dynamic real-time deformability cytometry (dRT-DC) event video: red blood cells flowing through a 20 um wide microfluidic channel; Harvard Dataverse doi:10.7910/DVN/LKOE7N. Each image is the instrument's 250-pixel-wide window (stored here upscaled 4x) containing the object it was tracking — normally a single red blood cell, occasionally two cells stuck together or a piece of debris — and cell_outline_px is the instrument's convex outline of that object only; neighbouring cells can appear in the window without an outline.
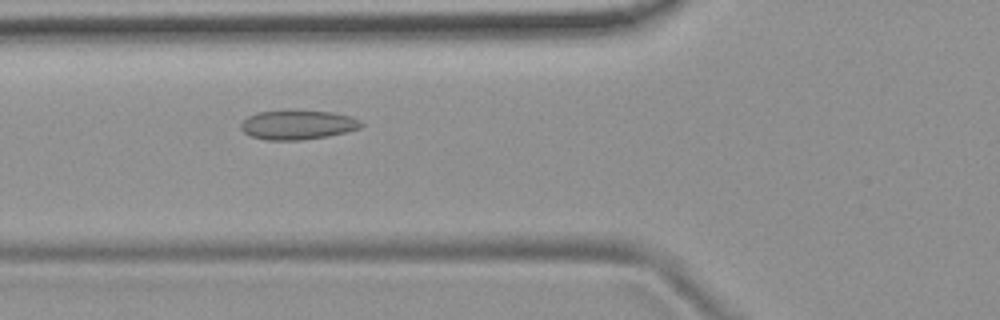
{"species": "common noctule bat (a hibernating species)", "species_latin": "Nyctalus noctula", "temperature_condition": "room temperature", "stored_images_in_passage": 53, "camera_frame_rate_fps": 3000, "um_per_image_px": 0.085, "animal": {"sex": "female", "body_mass_g": 19.9}, "frame": {"image": 1, "passage_image": 19, "time_ms": 6.0, "image_size_px": [1000, 320], "cell_outline_px": [[364, 124], [360, 128], [328, 136], [300, 140], [268, 140], [252, 136], [244, 132], [240, 128], [240, 124], [248, 116], [256, 112], [332, 112], [352, 116], [360, 120]], "centroid_in_image_um": [25.32, 10.63], "position_along_channel_um": 100.5, "area_um2": 20.06}}
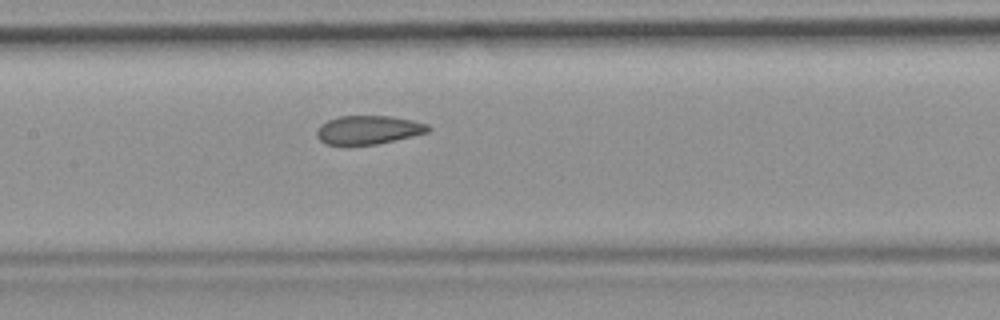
{"frame": {"image": 2, "passage_image": 25, "time_ms": 8.0, "image_size_px": [1000, 320], "cell_outline_px": [[432, 128], [428, 132], [412, 136], [376, 144], [344, 148], [324, 144], [316, 136], [316, 132], [320, 124], [328, 120], [340, 116], [392, 116], [412, 120], [428, 124]], "centroid_in_image_um": [31.24, 11.08], "position_along_channel_um": 176.2, "area_um2": 19.25}}
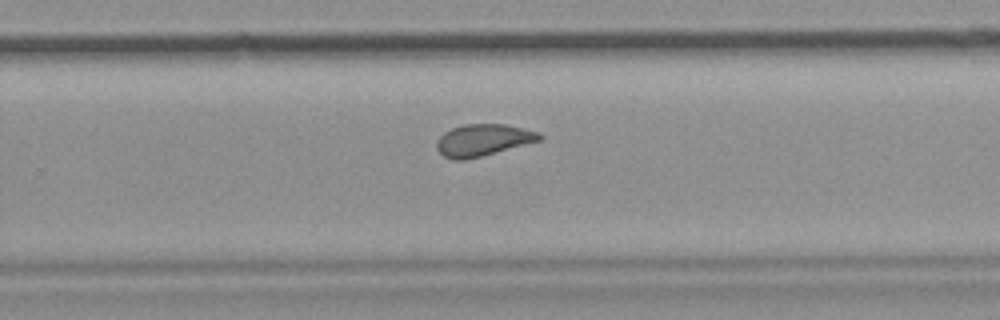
{"frame": {"image": 3, "passage_image": 34, "time_ms": 11.0, "image_size_px": [1000, 320], "cell_outline_px": [[544, 136], [540, 140], [480, 156], [464, 160], [452, 160], [444, 156], [436, 148], [436, 140], [444, 132], [452, 128], [464, 124], [504, 124], [540, 132]], "centroid_in_image_um": [41.03, 11.9], "position_along_channel_um": 288.8, "area_um2": 18.9}, "authors_computed_cell_mechanics": {"area_um2": 20.0566, "velocity_mm_per_s": 3.7693, "shape_relaxation_time_tau1_ms": null, "shape_relaxation_time_tau2_ms": 1.1844, "deformation_change_tau1": null, "deformation_change_tau2": 0.0697}}